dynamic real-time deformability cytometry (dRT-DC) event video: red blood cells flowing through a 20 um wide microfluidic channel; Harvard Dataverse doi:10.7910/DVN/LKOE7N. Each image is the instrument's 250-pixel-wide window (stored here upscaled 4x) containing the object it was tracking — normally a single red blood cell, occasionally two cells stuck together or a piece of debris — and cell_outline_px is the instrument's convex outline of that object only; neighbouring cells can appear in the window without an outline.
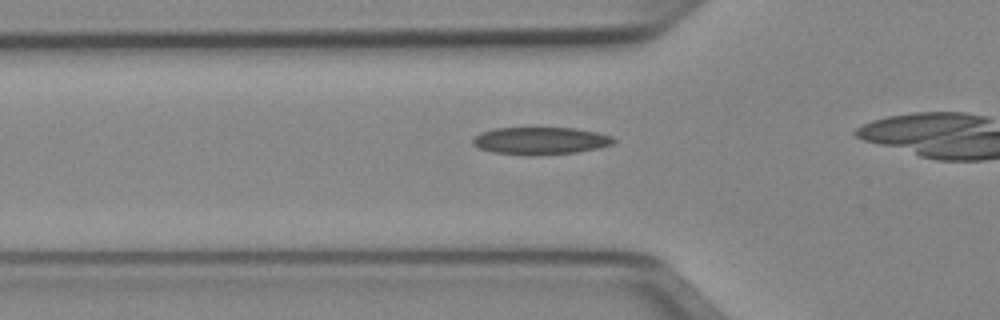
{"species": "Egyptian fruit bat (a non-hibernating species)", "species_latin": "Rousettus aegyptiacus", "temperature_condition": "cold", "stored_images_in_passage": 25, "camera_frame_rate_fps": 3000, "um_per_image_px": 0.085, "animal": {"sex": "female"}, "frame": {"image": 1, "passage_image": 2, "time_ms": 0.333, "image_size_px": [1000, 320], "cell_outline_px": [[616, 140], [612, 144], [600, 148], [576, 152], [528, 156], [492, 152], [480, 148], [472, 144], [472, 140], [480, 132], [496, 128], [576, 128], [596, 132], [612, 136]], "centroid_in_image_um": [45.94, 11.97], "position_along_channel_um": 79.9, "area_um2": 22.54}}
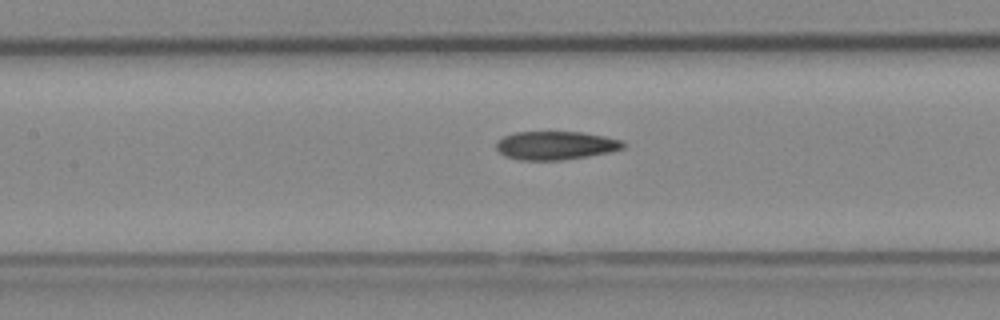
{"frame": {"image": 2, "passage_image": 8, "time_ms": 2.333, "image_size_px": [1000, 320], "cell_outline_px": [[628, 144], [624, 148], [612, 152], [588, 156], [560, 160], [520, 160], [504, 156], [496, 148], [496, 140], [504, 136], [516, 132], [584, 132], [624, 140]], "centroid_in_image_um": [47.27, 12.36], "position_along_channel_um": 160.1, "area_um2": 21.33}}
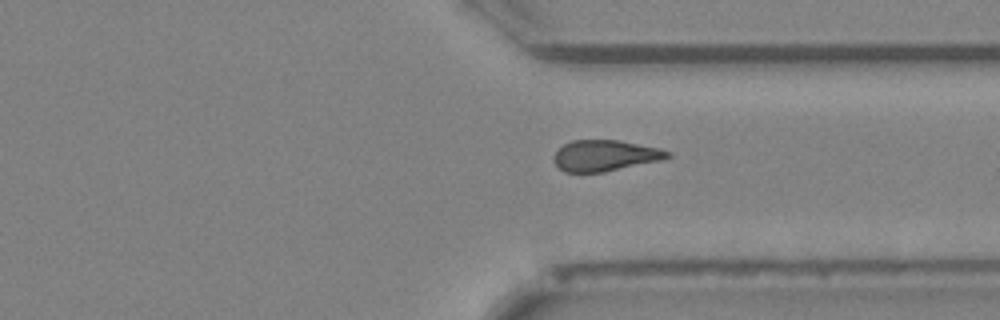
{"frame": {"image": 3, "passage_image": 23, "time_ms": 7.333, "image_size_px": [1000, 320], "cell_outline_px": [[672, 156], [660, 160], [604, 172], [564, 172], [552, 160], [556, 152], [564, 144], [572, 140], [620, 140], [660, 148], [672, 152]], "centroid_in_image_um": [51.45, 13.22], "position_along_channel_um": 360.0, "area_um2": 20.52}}